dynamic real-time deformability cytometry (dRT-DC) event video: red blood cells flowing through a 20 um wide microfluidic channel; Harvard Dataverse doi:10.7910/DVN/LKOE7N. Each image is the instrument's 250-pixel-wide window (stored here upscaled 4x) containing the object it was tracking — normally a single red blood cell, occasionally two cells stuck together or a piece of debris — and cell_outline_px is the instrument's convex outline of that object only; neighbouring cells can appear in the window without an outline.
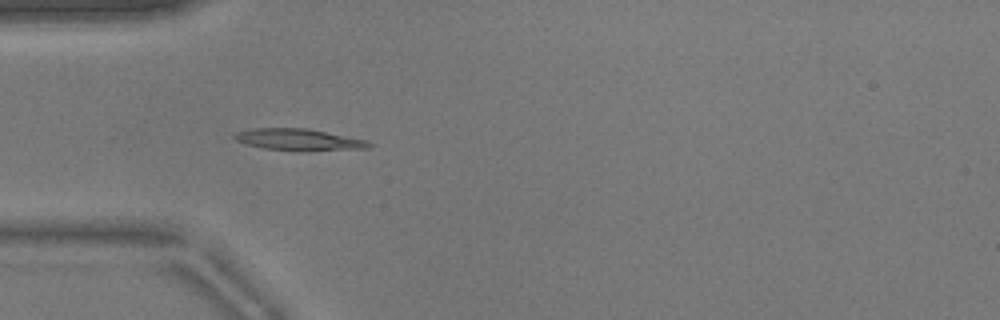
{"species": "common noctule bat (a hibernating species)", "species_latin": "Nyctalus noctula", "temperature_condition": "warm", "stored_images_in_passage": 38, "camera_frame_rate_fps": 3000, "um_per_image_px": 0.085, "animal": {"sex": "male", "body_mass_g": 17.9}, "frame": {"image": 1, "passage_image": 1, "time_ms": 0.0, "image_size_px": [1000, 320], "cell_outline_px": [[376, 144], [368, 148], [308, 152], [300, 152], [264, 148], [244, 144], [236, 140], [232, 136], [236, 132], [252, 128], [308, 128], [368, 140]], "centroid_in_image_um": [25.45, 11.89], "position_along_channel_um": 59.5, "area_um2": 17.57}}
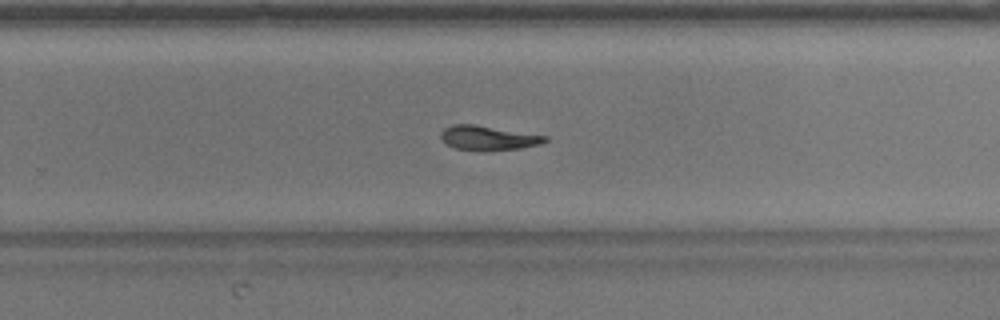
{"frame": {"image": 2, "passage_image": 19, "time_ms": 6.0, "image_size_px": [1000, 320], "cell_outline_px": [[548, 140], [540, 144], [520, 148], [456, 148], [448, 144], [440, 136], [440, 132], [444, 128], [452, 124], [476, 124], [548, 136]], "centroid_in_image_um": [41.51, 11.66], "position_along_channel_um": 288.3, "area_um2": 14.1}}
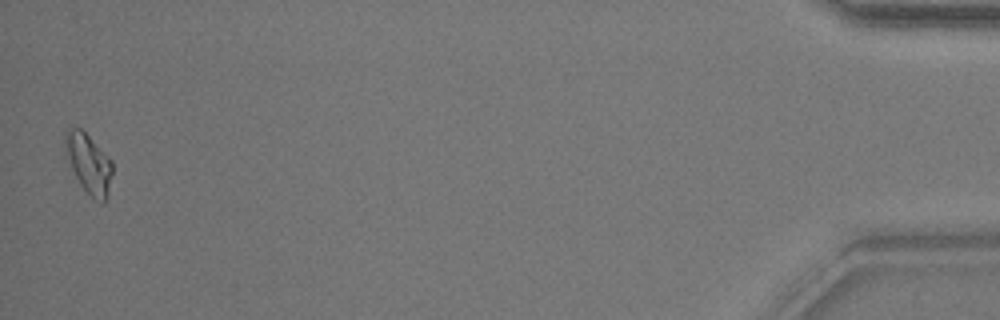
{"frame": {"image": 3, "passage_image": 37, "time_ms": 12.0, "image_size_px": [1000, 320], "cell_outline_px": [[112, 172], [108, 196], [104, 204], [100, 204], [80, 184], [72, 168], [68, 156], [64, 140], [64, 132], [68, 128], [80, 128], [112, 160]], "centroid_in_image_um": [7.57, 13.92], "position_along_channel_um": 427.6, "area_um2": 16.01}, "authors_computed_cell_mechanics": {"area_um2": 15.4037, "velocity_mm_per_s": 3.8498, "shape_relaxation_time_tau1_ms": 9.9288, "shape_relaxation_time_tau2_ms": 4.7542, "deformation_change_tau1": 0.2503, "deformation_change_tau2": 0.1326}}